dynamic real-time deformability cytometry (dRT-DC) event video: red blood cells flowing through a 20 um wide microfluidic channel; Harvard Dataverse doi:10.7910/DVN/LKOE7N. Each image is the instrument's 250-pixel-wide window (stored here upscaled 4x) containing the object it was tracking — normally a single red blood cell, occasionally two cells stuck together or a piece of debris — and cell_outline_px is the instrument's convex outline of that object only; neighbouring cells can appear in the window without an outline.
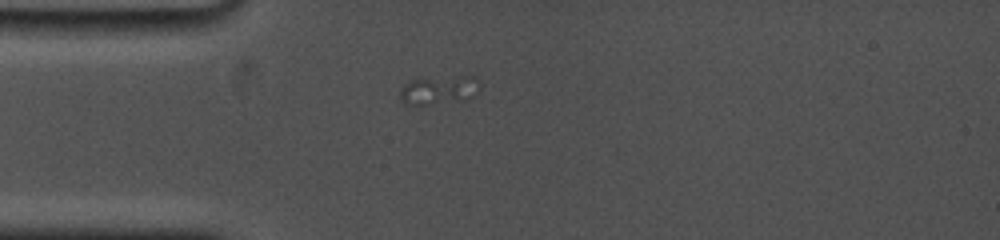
{"species": "common noctule bat (a hibernating species)", "species_latin": "Nyctalus noctula", "temperature_condition": "cold", "stored_images_in_passage": 5, "camera_frame_rate_fps": 5000, "um_per_image_px": 0.085, "animal": {"sex": "female", "body_mass_g": 19.0, "forearm_length_mm": 53.3}, "frame": {"image": 1, "passage_image": 1, "time_ms": 0.0, "image_size_px": [1000, 240], "cell_outline_px": [[480, 88], [472, 96], [464, 100], [424, 104], [404, 104], [400, 100], [400, 88], [404, 84], [412, 80], [460, 76], [476, 76], [480, 80]], "centroid_in_image_um": [37.33, 7.64], "position_along_channel_um": 47.7, "area_um2": 13.12}}